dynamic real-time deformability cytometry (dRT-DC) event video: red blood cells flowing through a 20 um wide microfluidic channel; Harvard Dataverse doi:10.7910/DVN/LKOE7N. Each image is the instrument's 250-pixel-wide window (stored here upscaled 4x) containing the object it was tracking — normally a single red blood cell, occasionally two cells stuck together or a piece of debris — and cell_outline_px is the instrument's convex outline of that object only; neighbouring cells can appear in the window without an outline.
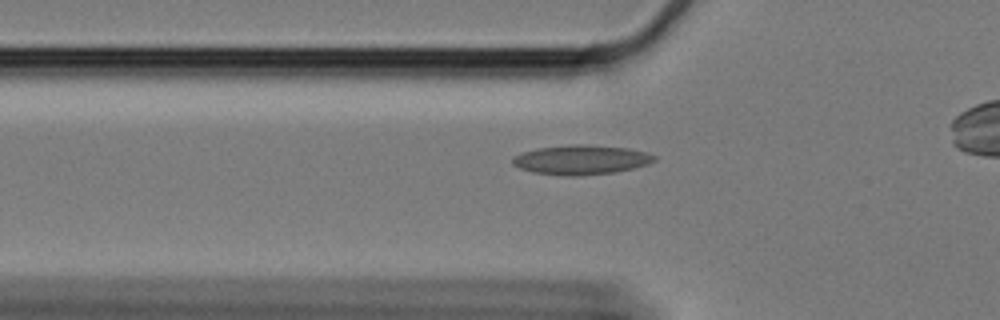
{"species": "Egyptian fruit bat (a non-hibernating species)", "species_latin": "Rousettus aegyptiacus", "temperature_condition": "cold", "stored_images_in_passage": 28, "camera_frame_rate_fps": 3000, "um_per_image_px": 0.085, "animal": {"sex": "female"}, "frame": {"image": 1, "passage_image": 2, "time_ms": 0.333, "image_size_px": [1000, 320], "cell_outline_px": [[656, 160], [648, 164], [616, 172], [580, 176], [560, 176], [532, 172], [520, 168], [512, 164], [512, 156], [520, 152], [536, 148], [568, 144], [588, 144], [628, 148], [648, 152], [656, 156]], "centroid_in_image_um": [49.36, 13.57], "position_along_channel_um": 76.4, "area_um2": 24.85}}
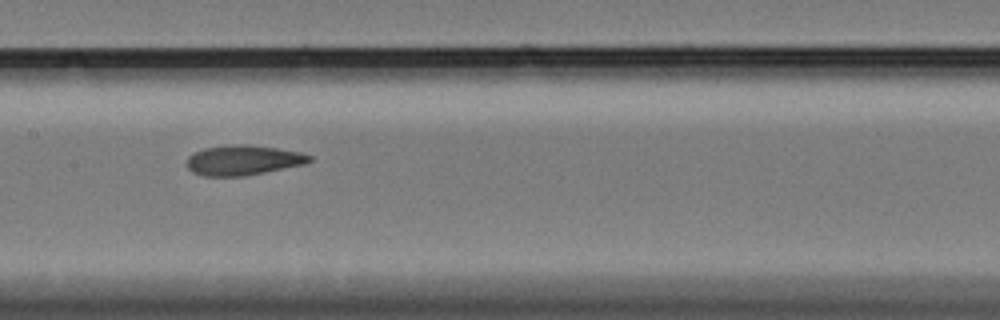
{"frame": {"image": 2, "passage_image": 12, "time_ms": 3.667, "image_size_px": [1000, 320], "cell_outline_px": [[312, 160], [304, 164], [244, 176], [204, 176], [192, 172], [188, 168], [188, 156], [204, 148], [236, 144], [248, 144], [276, 148], [300, 152], [312, 156]], "centroid_in_image_um": [20.67, 13.61], "position_along_channel_um": 186.7, "area_um2": 21.21}}
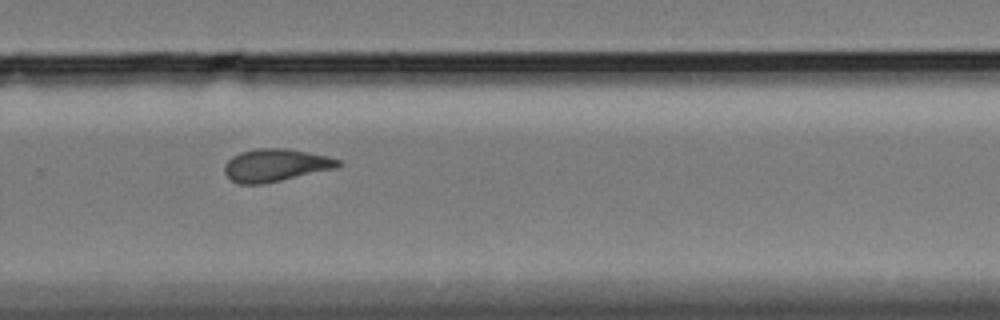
{"frame": {"image": 3, "passage_image": 23, "time_ms": 7.333, "image_size_px": [1000, 320], "cell_outline_px": [[344, 164], [336, 168], [264, 184], [240, 184], [232, 180], [224, 172], [224, 164], [232, 156], [240, 152], [256, 148], [288, 148], [328, 156], [340, 160]], "centroid_in_image_um": [23.43, 14.03], "position_along_channel_um": 306.4, "area_um2": 21.73}}